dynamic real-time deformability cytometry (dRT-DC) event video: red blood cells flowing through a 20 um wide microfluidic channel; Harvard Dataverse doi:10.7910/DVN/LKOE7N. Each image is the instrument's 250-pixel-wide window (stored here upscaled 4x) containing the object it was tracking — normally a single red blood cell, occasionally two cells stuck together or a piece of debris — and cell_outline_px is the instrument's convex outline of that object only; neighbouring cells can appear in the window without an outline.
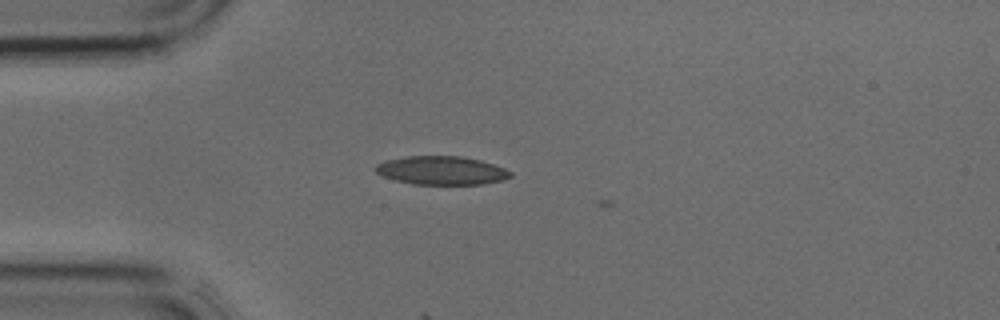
{"species": "common noctule bat (a hibernating species)", "species_latin": "Nyctalus noctula", "temperature_condition": "cold", "stored_images_in_passage": 2, "camera_frame_rate_fps": 3000, "um_per_image_px": 0.085, "animal": {"sex": "male", "body_mass_g": 17.9, "forearm_length_mm": 54.2}, "frame": {"image": 1, "passage_image": 2, "time_ms": 0.333, "image_size_px": [1000, 320], "cell_outline_px": [[512, 176], [504, 180], [480, 184], [412, 184], [396, 180], [384, 176], [376, 172], [372, 168], [376, 164], [384, 160], [408, 156], [460, 156], [480, 160], [504, 168], [512, 172]], "centroid_in_image_um": [37.5, 14.48], "position_along_channel_um": 47.5, "area_um2": 22.43}}